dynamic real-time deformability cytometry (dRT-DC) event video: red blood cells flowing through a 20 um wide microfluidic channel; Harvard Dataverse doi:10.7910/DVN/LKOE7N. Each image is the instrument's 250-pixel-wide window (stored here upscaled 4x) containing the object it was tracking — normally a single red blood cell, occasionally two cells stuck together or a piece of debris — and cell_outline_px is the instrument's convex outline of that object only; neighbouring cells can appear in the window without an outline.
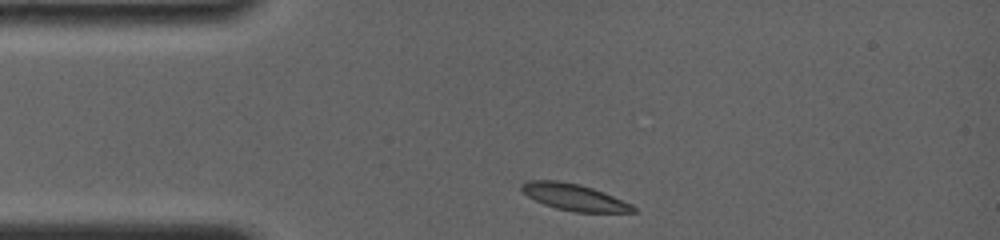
{"species": "common noctule bat (a hibernating species)", "species_latin": "Nyctalus noctula", "temperature_condition": "room temperature", "stored_images_in_passage": 45, "camera_frame_rate_fps": 4000, "um_per_image_px": 0.085, "animal": {"sex": "female", "body_mass_g": 19.0, "forearm_length_mm": 56.7}, "frame": {"image": 1, "passage_image": 1, "time_ms": 0.0, "image_size_px": [1000, 240], "cell_outline_px": [[636, 212], [576, 212], [556, 208], [544, 204], [528, 196], [520, 188], [520, 184], [528, 180], [560, 180], [580, 184], [604, 192], [632, 204], [636, 208]], "centroid_in_image_um": [48.8, 16.75], "position_along_channel_um": 36.2, "area_um2": 17.28}}
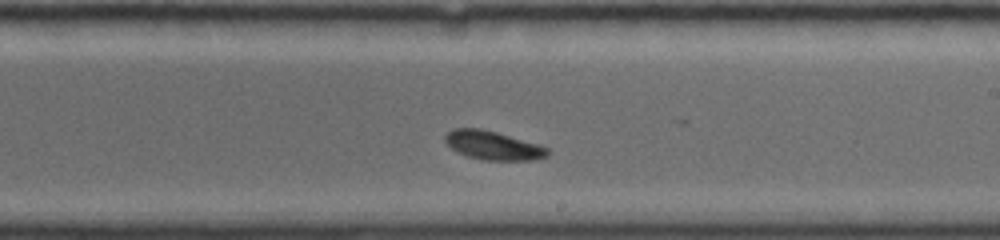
{"frame": {"image": 2, "passage_image": 26, "time_ms": 6.25, "image_size_px": [1000, 240], "cell_outline_px": [[548, 156], [536, 160], [484, 160], [468, 156], [456, 152], [444, 140], [444, 136], [452, 128], [480, 128], [496, 132], [536, 144], [548, 148]], "centroid_in_image_um": [41.87, 12.36], "position_along_channel_um": 247.1, "area_um2": 16.99}}
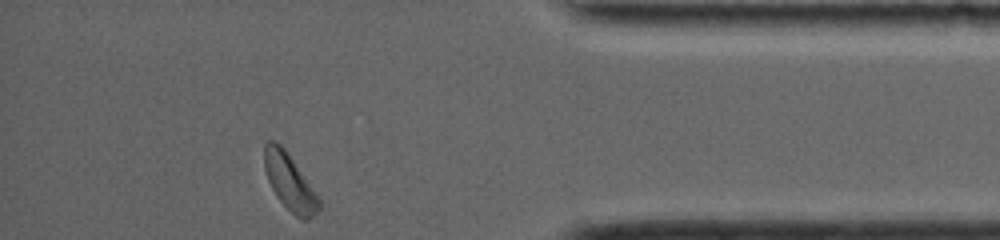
{"frame": {"image": 3, "passage_image": 45, "time_ms": 11.0, "image_size_px": [1000, 240], "cell_outline_px": [[324, 204], [308, 220], [300, 220], [276, 196], [268, 180], [264, 168], [264, 144], [268, 140], [276, 140], [288, 152], [316, 192]], "centroid_in_image_um": [24.64, 15.46], "position_along_channel_um": 410.6, "area_um2": 18.09}, "authors_computed_cell_mechanics": {"area_um2": 17.4556, "velocity_mm_per_s": 3.8182, "shape_relaxation_time_tau1_ms": 2.8627, "shape_relaxation_time_tau2_ms": null, "deformation_change_tau1": 0.1173, "deformation_change_tau2": null}}